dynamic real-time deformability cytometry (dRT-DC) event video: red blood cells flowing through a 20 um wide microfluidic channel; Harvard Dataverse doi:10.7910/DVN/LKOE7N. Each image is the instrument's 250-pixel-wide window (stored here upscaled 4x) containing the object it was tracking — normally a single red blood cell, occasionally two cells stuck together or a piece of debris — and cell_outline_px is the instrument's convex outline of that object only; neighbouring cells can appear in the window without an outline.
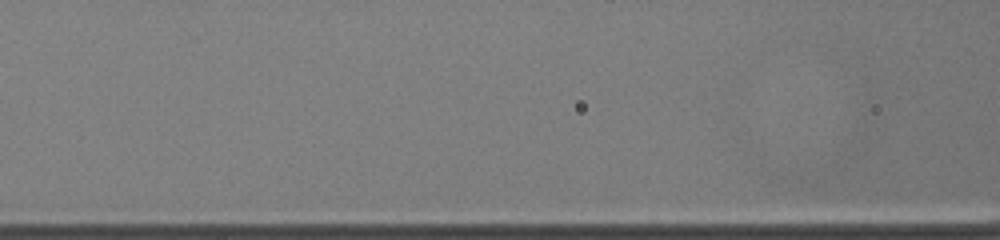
{"species": "common noctule bat (a hibernating species)", "species_latin": "Nyctalus noctula", "temperature_condition": "warm", "stored_images_in_passage": 4, "segment_of_instrument_passage": [2, 2], "camera_frame_rate_fps": 3000, "um_per_image_px": 0.085, "animal": {"sex": "female", "body_mass_g": 19.5, "forearm_length_mm": 54.1}, "frame": {"image": 1, "passage_image": 4, "time_ms": 1.0, "image_size_px": [1000, 240], "cell_outline_px": [[964, 156], [924, 160], [832, 160], [832, 152], [840, 148], [956, 148], [964, 152]], "centroid_in_image_um": [76.09, 13.08], "position_along_channel_um": 90.5, "area_um2": 10.64}}